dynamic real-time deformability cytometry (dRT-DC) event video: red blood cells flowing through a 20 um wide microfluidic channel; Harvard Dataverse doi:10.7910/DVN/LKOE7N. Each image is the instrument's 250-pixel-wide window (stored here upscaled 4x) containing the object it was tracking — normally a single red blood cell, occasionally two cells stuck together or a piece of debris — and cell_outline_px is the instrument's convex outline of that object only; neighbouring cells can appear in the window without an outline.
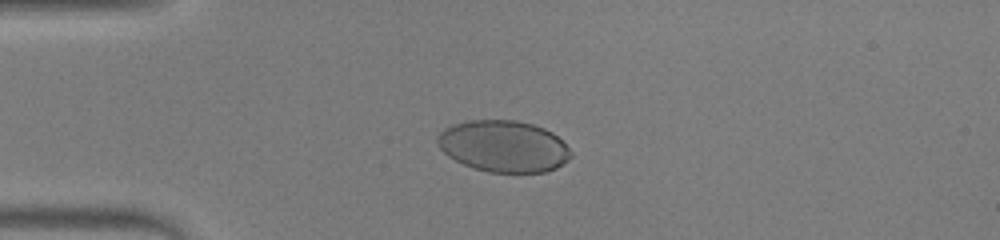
{"species": "human", "species_latin": "Homo sapiens", "temperature_condition": "warm", "stored_images_in_passage": 52, "camera_frame_rate_fps": 3000, "um_per_image_px": 0.085, "donor": {"sex": "male"}, "frame": {"image": 1, "passage_image": 13, "time_ms": 4.0, "image_size_px": [1000, 240], "cell_outline_px": [[572, 156], [568, 160], [556, 168], [544, 172], [488, 172], [472, 168], [448, 156], [436, 144], [436, 136], [444, 128], [452, 124], [468, 120], [516, 120], [532, 124], [544, 128], [552, 132], [572, 152]], "centroid_in_image_um": [42.77, 12.42], "position_along_channel_um": 42.2, "area_um2": 40.17}}
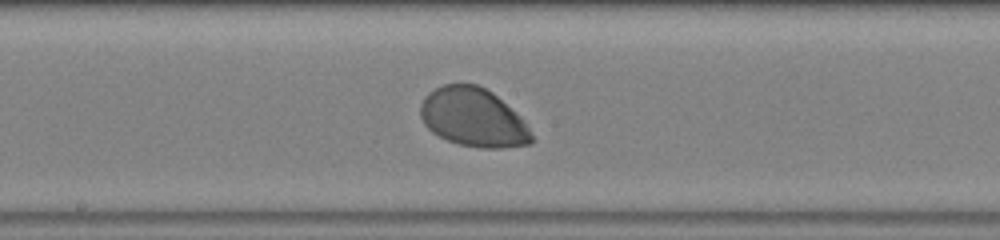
{"frame": {"image": 2, "passage_image": 28, "time_ms": 9.0, "image_size_px": [1000, 240], "cell_outline_px": [[532, 144], [504, 148], [480, 148], [460, 144], [448, 140], [432, 132], [424, 124], [420, 116], [420, 104], [424, 96], [428, 92], [444, 84], [476, 84], [492, 92], [524, 120], [532, 136]], "centroid_in_image_um": [40.21, 9.99], "position_along_channel_um": 208.0, "area_um2": 37.92}}
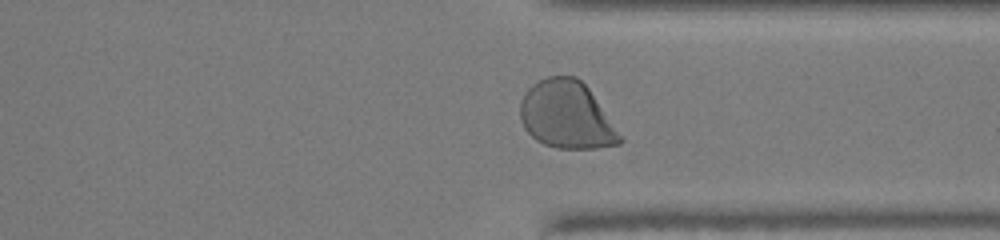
{"frame": {"image": 3, "passage_image": 40, "time_ms": 13.0, "image_size_px": [1000, 240], "cell_outline_px": [[624, 140], [620, 144], [596, 148], [556, 148], [544, 144], [536, 140], [524, 128], [520, 120], [520, 104], [524, 92], [532, 84], [548, 76], [576, 76], [588, 88]], "centroid_in_image_um": [48.13, 9.78], "position_along_channel_um": 363.3, "area_um2": 38.96}, "authors_computed_cell_mechanics": {"area_um2": 40.5467, "velocity_mm_per_s": 3.8894, "shape_relaxation_time_tau1_ms": 2.0054, "shape_relaxation_time_tau2_ms": null, "deformation_change_tau1": 0.0884, "deformation_change_tau2": null}}